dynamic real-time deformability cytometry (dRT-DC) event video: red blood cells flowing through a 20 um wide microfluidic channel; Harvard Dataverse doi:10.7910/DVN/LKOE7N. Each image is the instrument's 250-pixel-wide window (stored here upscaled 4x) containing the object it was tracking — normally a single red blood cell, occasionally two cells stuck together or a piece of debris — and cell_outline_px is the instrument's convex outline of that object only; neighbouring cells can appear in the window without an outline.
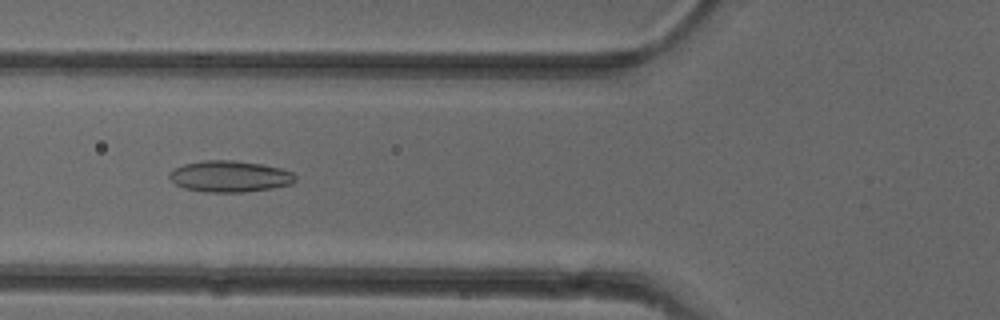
{"species": "common noctule bat (a hibernating species)", "species_latin": "Nyctalus noctula", "temperature_condition": "cold", "stored_images_in_passage": 39, "camera_frame_rate_fps": 3000, "um_per_image_px": 0.085, "animal": {"sex": "female"}, "frame": {"image": 1, "passage_image": 13, "time_ms": 4.0, "image_size_px": [1000, 320], "cell_outline_px": [[296, 180], [292, 184], [272, 188], [244, 192], [208, 192], [184, 188], [176, 184], [168, 176], [176, 168], [184, 164], [204, 160], [232, 160], [260, 164], [280, 168], [292, 172], [296, 176]], "centroid_in_image_um": [19.56, 14.99], "position_along_channel_um": 106.2, "area_um2": 22.77}}
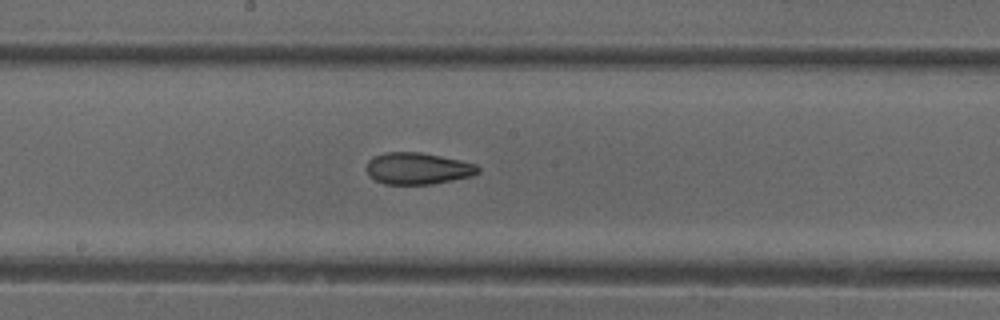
{"frame": {"image": 2, "passage_image": 21, "time_ms": 6.667, "image_size_px": [1000, 320], "cell_outline_px": [[480, 172], [472, 176], [432, 184], [384, 184], [368, 176], [368, 160], [372, 156], [384, 152], [420, 152], [460, 160], [476, 164], [480, 168]], "centroid_in_image_um": [35.51, 14.32], "position_along_channel_um": 212.7, "area_um2": 20.63}}
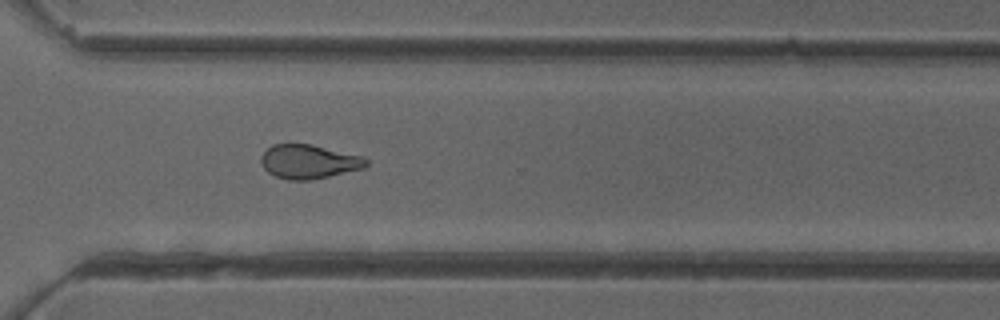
{"frame": {"image": 3, "passage_image": 31, "time_ms": 10.0, "image_size_px": [1000, 320], "cell_outline_px": [[368, 164], [364, 168], [312, 180], [288, 180], [276, 176], [268, 172], [260, 164], [260, 156], [272, 144], [312, 144], [364, 156], [368, 160]], "centroid_in_image_um": [26.25, 13.73], "position_along_channel_um": 344.3, "area_um2": 21.04}, "authors_computed_cell_mechanics": {"area_um2": 21.2704, "velocity_mm_per_s": 3.964, "shape_relaxation_time_tau1_ms": 8.7053, "shape_relaxation_time_tau2_ms": 2.0512, "deformation_change_tau1": 0.1878, "deformation_change_tau2": 0.081}}